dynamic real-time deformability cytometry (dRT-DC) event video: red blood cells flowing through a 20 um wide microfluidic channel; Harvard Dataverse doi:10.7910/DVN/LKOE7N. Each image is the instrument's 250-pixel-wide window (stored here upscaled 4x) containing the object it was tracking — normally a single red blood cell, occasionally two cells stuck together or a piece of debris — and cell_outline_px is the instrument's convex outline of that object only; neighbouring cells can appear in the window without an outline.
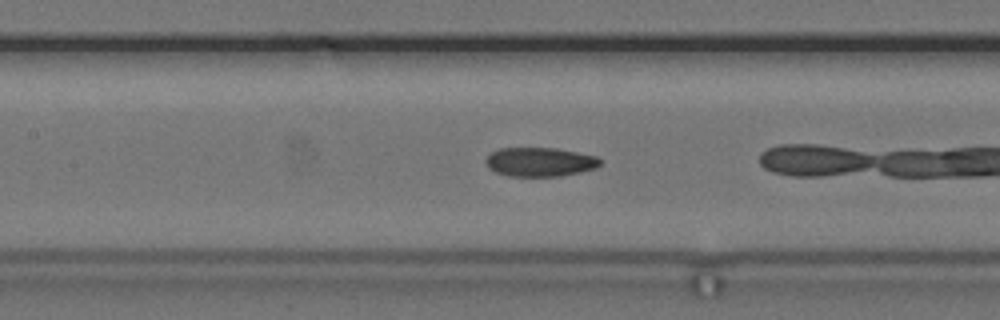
{"species": "common noctule bat (a hibernating species)", "species_latin": "Nyctalus noctula", "temperature_condition": "cold", "stored_images_in_passage": 15, "camera_frame_rate_fps": 3000, "um_per_image_px": 0.085, "animal": {"sex": "female", "body_mass_g": 24.6, "forearm_length_mm": 56.2}, "frame": {"image": 1, "passage_image": 7, "time_ms": 2.0, "image_size_px": [1000, 320], "cell_outline_px": [[600, 164], [596, 168], [580, 172], [560, 176], [508, 176], [496, 172], [488, 168], [484, 160], [492, 152], [500, 148], [556, 148], [596, 156], [600, 160]], "centroid_in_image_um": [45.87, 13.77], "position_along_channel_um": 161.5, "area_um2": 19.31}}
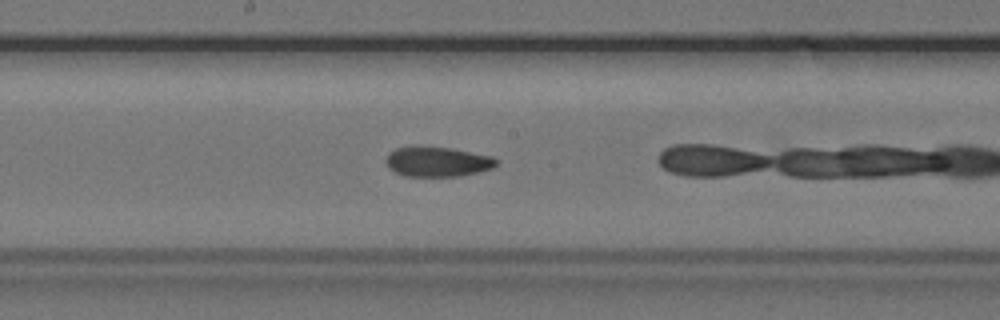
{"frame": {"image": 2, "passage_image": 11, "time_ms": 3.333, "image_size_px": [1000, 320], "cell_outline_px": [[500, 160], [492, 168], [460, 176], [404, 176], [388, 168], [384, 160], [388, 152], [396, 148], [452, 148], [492, 156]], "centroid_in_image_um": [37.18, 13.76], "position_along_channel_um": 211.0, "area_um2": 18.96}}